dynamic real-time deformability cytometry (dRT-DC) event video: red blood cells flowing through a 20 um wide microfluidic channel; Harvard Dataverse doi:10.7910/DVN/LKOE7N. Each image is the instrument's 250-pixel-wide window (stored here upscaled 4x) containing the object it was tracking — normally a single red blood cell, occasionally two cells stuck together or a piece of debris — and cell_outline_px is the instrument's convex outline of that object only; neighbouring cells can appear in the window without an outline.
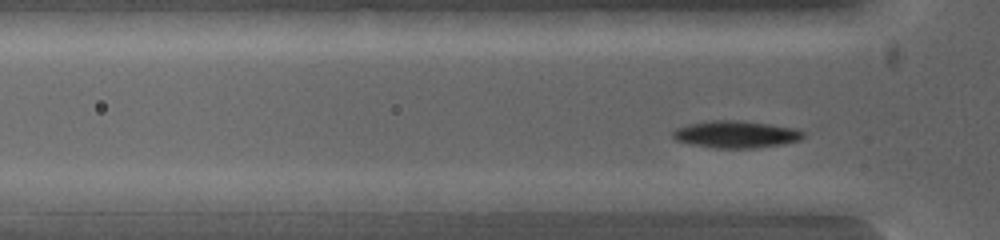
{"species": "common noctule bat (a hibernating species)", "species_latin": "Nyctalus noctula", "temperature_condition": "warm", "stored_images_in_passage": 3, "camera_frame_rate_fps": 5000, "um_per_image_px": 0.085, "animal": {"sex": "female", "body_mass_g": 19.0, "forearm_length_mm": 53.3}, "frame": {"image": 1, "passage_image": 3, "time_ms": 0.8, "image_size_px": [1000, 240], "cell_outline_px": [[604, 200], [592, 212], [524, 212], [512, 200], [568, 192], [592, 192]], "centroid_in_image_um": [47.68, 17.24], "position_along_channel_um": 78.1, "area_um2": 10.29}}